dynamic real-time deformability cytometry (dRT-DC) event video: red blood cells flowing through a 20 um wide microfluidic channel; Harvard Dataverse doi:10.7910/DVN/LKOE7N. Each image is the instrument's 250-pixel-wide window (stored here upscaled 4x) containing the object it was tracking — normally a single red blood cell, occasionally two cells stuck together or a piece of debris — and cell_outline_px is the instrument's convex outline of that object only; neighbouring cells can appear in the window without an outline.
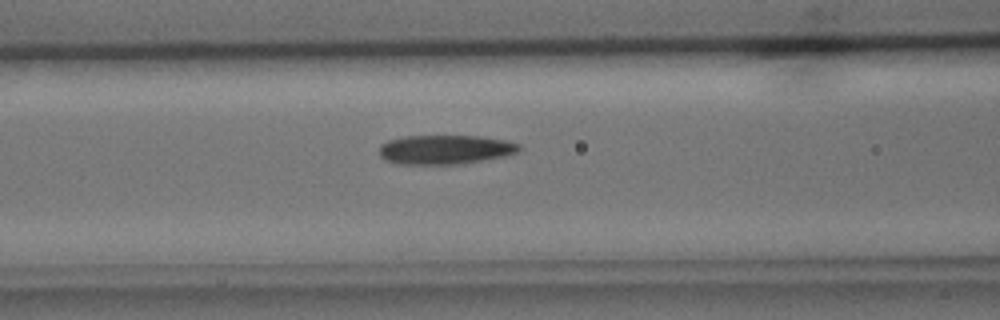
{"species": "common noctule bat (a hibernating species)", "species_latin": "Nyctalus noctula", "temperature_condition": "cold", "stored_images_in_passage": 6, "camera_frame_rate_fps": 3000, "um_per_image_px": 0.085, "animal": {"sex": "male", "body_mass_g": 15.6}, "frame": {"image": 1, "passage_image": 6, "time_ms": 7.0, "image_size_px": [1000, 320], "cell_outline_px": [[520, 148], [516, 152], [508, 156], [456, 164], [400, 164], [388, 160], [380, 156], [380, 144], [388, 140], [404, 136], [480, 136], [504, 140], [520, 144]], "centroid_in_image_um": [37.84, 12.71], "position_along_channel_um": 128.8, "area_um2": 23.7}}